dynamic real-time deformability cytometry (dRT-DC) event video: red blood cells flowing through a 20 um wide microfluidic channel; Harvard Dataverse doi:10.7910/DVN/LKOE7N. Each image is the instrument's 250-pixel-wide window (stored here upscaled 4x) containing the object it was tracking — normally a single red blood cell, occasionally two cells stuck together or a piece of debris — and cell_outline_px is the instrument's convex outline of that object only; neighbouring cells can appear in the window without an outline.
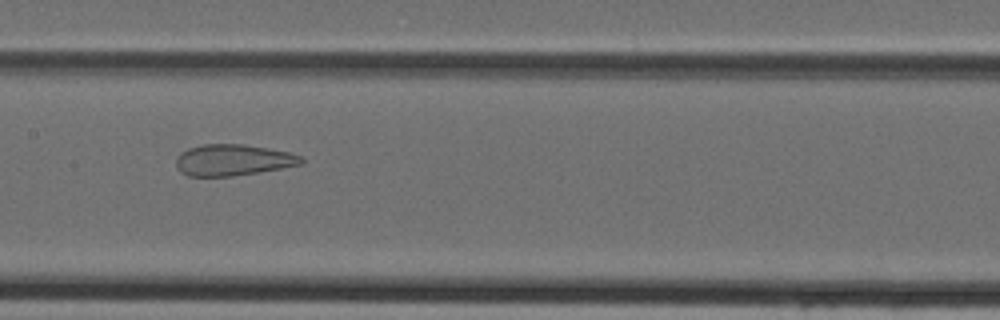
{"species": "Egyptian fruit bat (a non-hibernating species)", "species_latin": "Rousettus aegyptiacus", "temperature_condition": "cold", "stored_images_in_passage": 37, "camera_frame_rate_fps": 3000, "um_per_image_px": 0.085, "animal": {"sex": "female"}, "frame": {"image": 1, "passage_image": 20, "time_ms": 6.333, "image_size_px": [1000, 320], "cell_outline_px": [[304, 164], [260, 172], [232, 176], [188, 176], [180, 172], [176, 168], [176, 156], [180, 152], [188, 148], [204, 144], [240, 144], [268, 148], [288, 152], [300, 156], [304, 160]], "centroid_in_image_um": [19.78, 13.61], "position_along_channel_um": 187.6, "area_um2": 22.95}}
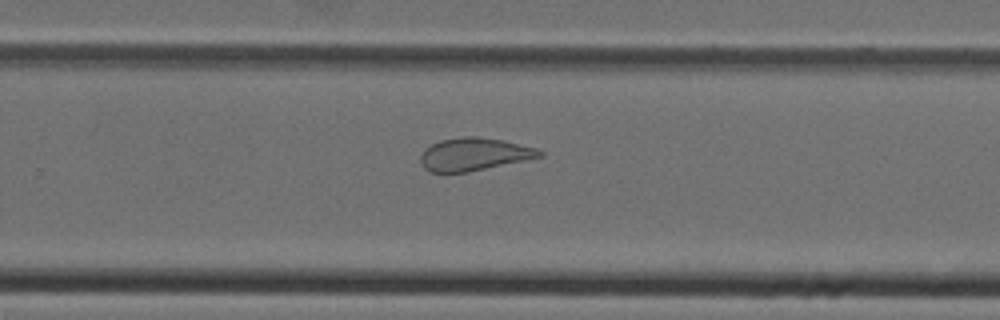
{"frame": {"image": 2, "passage_image": 27, "time_ms": 8.667, "image_size_px": [1000, 320], "cell_outline_px": [[544, 156], [468, 172], [428, 172], [424, 168], [420, 160], [420, 156], [424, 148], [440, 140], [460, 136], [476, 136], [500, 140], [536, 148], [544, 152]], "centroid_in_image_um": [40.26, 13.11], "position_along_channel_um": 289.5, "area_um2": 22.66}}
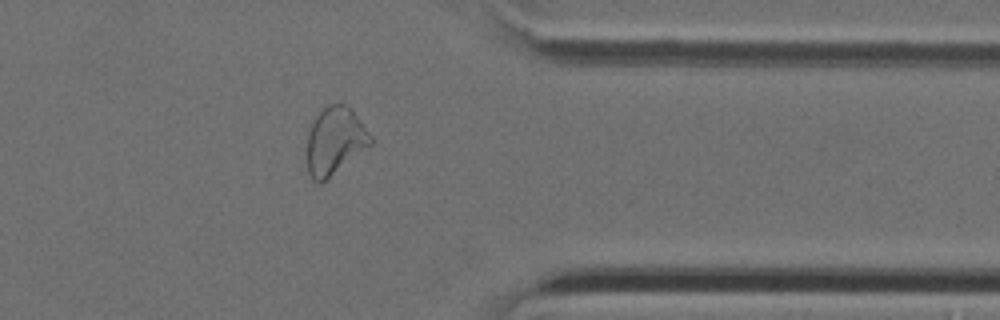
{"frame": {"image": 3, "passage_image": 34, "time_ms": 11.0, "image_size_px": [1000, 320], "cell_outline_px": [[372, 144], [320, 184], [312, 180], [308, 172], [308, 132], [316, 116], [328, 104], [348, 104], [352, 108], [372, 136]], "centroid_in_image_um": [28.48, 11.96], "position_along_channel_um": 382.9, "area_um2": 24.8}}